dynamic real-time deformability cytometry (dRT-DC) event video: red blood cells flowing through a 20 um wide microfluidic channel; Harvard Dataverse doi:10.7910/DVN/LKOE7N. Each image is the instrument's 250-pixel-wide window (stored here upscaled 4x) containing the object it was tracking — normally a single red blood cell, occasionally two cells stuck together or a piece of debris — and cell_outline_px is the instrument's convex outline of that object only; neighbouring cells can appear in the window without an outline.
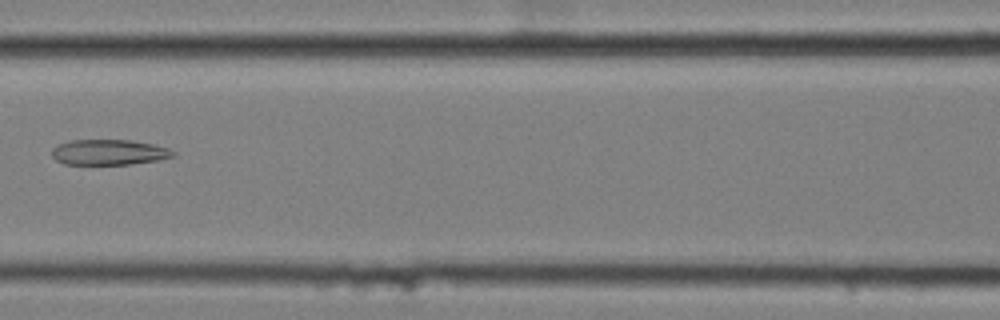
{"species": "common noctule bat (a hibernating species)", "species_latin": "Nyctalus noctula", "temperature_condition": "cold", "stored_images_in_passage": 9, "camera_frame_rate_fps": 3000, "um_per_image_px": 0.085, "animal": {"sex": "female", "body_mass_g": 25.1}, "frame": {"image": 1, "passage_image": 6, "time_ms": 1.667, "image_size_px": [1000, 320], "cell_outline_px": [[176, 156], [156, 160], [128, 164], [64, 164], [56, 160], [52, 156], [52, 148], [68, 140], [128, 140], [152, 144], [168, 148], [176, 152]], "centroid_in_image_um": [9.25, 12.94], "position_along_channel_um": 157.4, "area_um2": 17.86}}
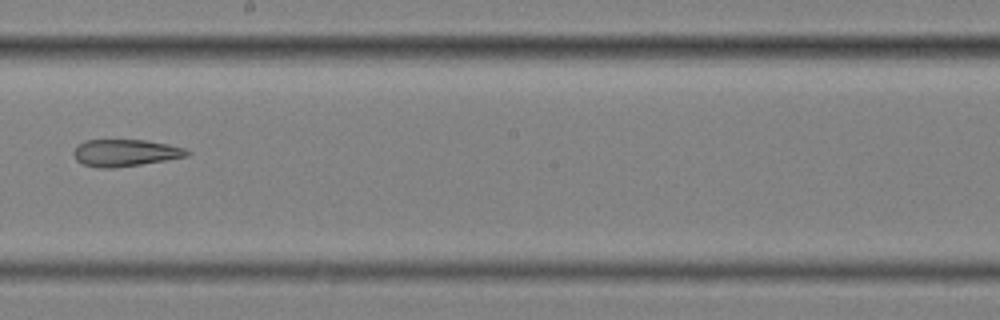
{"frame": {"image": 2, "passage_image": 8, "time_ms": 2.333, "image_size_px": [1000, 320], "cell_outline_px": [[192, 152], [188, 156], [116, 168], [100, 168], [84, 164], [76, 160], [72, 152], [80, 144], [88, 140], [144, 140], [168, 144], [184, 148]], "centroid_in_image_um": [10.66, 12.99], "position_along_channel_um": 237.5, "area_um2": 17.63}}
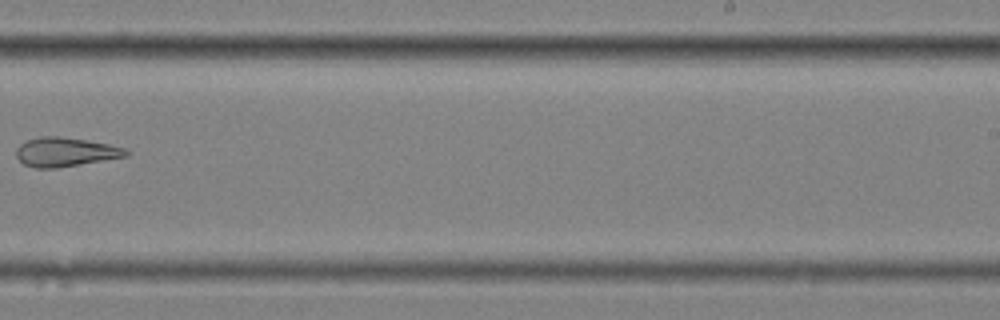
{"frame": {"image": 3, "passage_image": 9, "time_ms": 2.667, "image_size_px": [1000, 320], "cell_outline_px": [[132, 152], [128, 156], [56, 168], [36, 168], [24, 164], [16, 156], [16, 148], [20, 144], [28, 140], [40, 136], [60, 136], [108, 144], [124, 148]], "centroid_in_image_um": [5.55, 12.92], "position_along_channel_um": 283.4, "area_um2": 18.5}}